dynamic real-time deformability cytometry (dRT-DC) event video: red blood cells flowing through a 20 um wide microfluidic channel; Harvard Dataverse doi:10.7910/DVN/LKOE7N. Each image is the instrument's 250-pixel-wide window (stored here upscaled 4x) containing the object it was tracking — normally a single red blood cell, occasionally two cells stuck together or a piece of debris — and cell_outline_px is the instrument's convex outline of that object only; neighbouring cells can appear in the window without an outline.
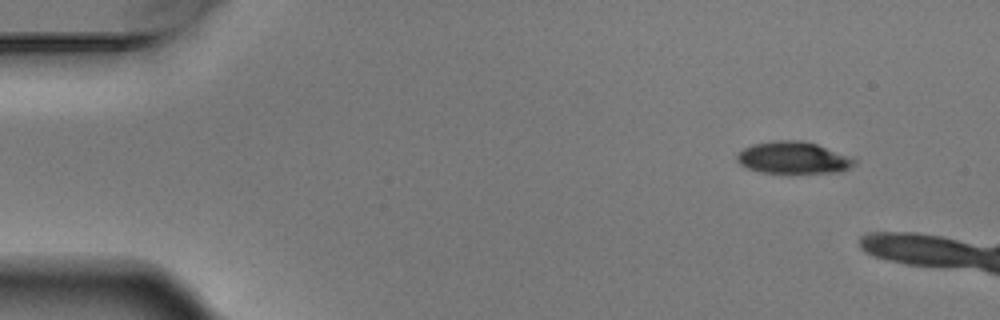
{"species": "Egyptian fruit bat (a non-hibernating species)", "species_latin": "Rousettus aegyptiacus", "temperature_condition": "warm", "stored_images_in_passage": 4, "camera_frame_rate_fps": 3000, "um_per_image_px": 0.085, "animal": {"sex": "male"}, "frame": {"image": 1, "passage_image": 1, "time_ms": 0.0, "image_size_px": [1000, 320], "cell_outline_px": [[856, 164], [840, 172], [760, 172], [748, 168], [740, 164], [736, 160], [736, 156], [744, 148], [752, 144], [776, 140], [804, 140], [856, 156]], "centroid_in_image_um": [67.5, 13.38], "position_along_channel_um": 17.5, "area_um2": 22.08}}
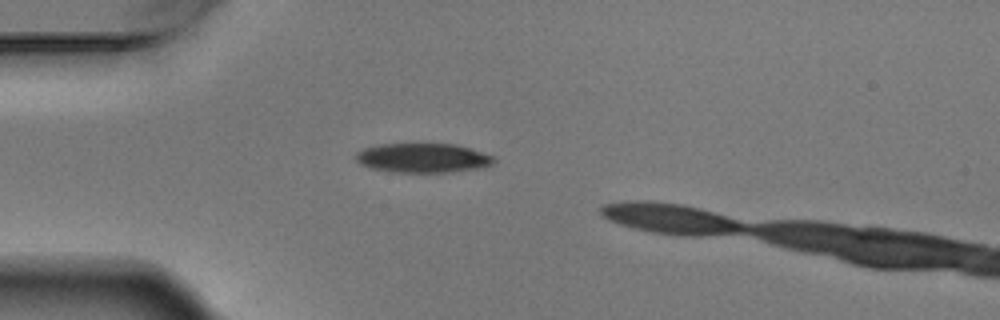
{"frame": {"image": 2, "passage_image": 3, "time_ms": 0.667, "image_size_px": [1000, 320], "cell_outline_px": [[496, 160], [492, 164], [476, 168], [448, 172], [388, 172], [372, 168], [360, 164], [356, 160], [356, 152], [364, 148], [380, 144], [456, 144], [496, 156]], "centroid_in_image_um": [35.93, 13.42], "position_along_channel_um": 49.1, "area_um2": 23.58}}